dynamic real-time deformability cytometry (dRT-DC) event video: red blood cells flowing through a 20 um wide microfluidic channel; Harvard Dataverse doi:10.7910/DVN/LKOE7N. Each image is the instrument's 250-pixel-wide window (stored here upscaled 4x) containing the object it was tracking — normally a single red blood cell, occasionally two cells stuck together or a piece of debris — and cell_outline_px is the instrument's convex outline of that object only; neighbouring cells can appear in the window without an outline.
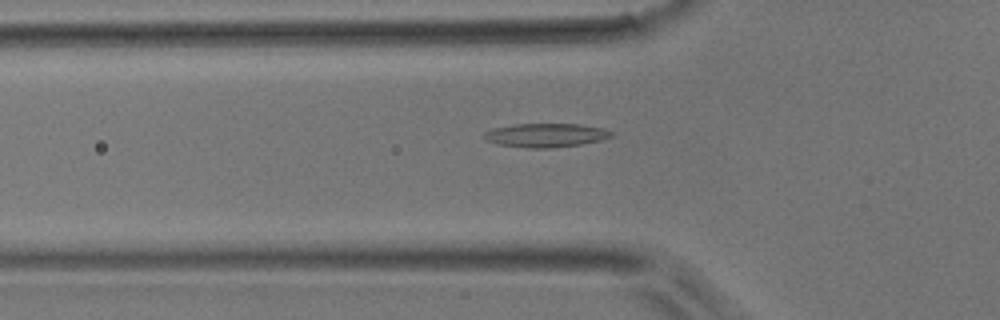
{"species": "common noctule bat (a hibernating species)", "species_latin": "Nyctalus noctula", "temperature_condition": "room temperature", "stored_images_in_passage": 40, "camera_frame_rate_fps": 3000, "um_per_image_px": 0.085, "animal": {"sex": "male", "body_mass_g": 17.9}, "frame": {"image": 1, "passage_image": 6, "time_ms": 1.667, "image_size_px": [1000, 320], "cell_outline_px": [[612, 136], [600, 140], [580, 144], [548, 148], [528, 148], [496, 144], [484, 140], [480, 136], [484, 132], [492, 128], [516, 124], [580, 124], [600, 128], [612, 132]], "centroid_in_image_um": [46.28, 11.49], "position_along_channel_um": 79.5, "area_um2": 17.63}}
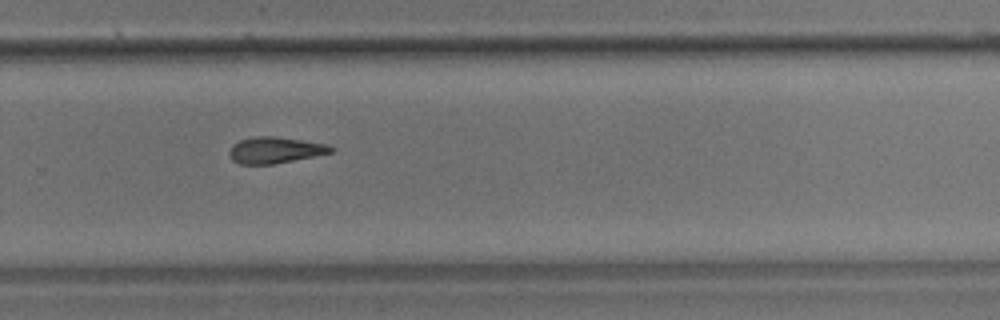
{"frame": {"image": 2, "passage_image": 23, "time_ms": 7.333, "image_size_px": [1000, 320], "cell_outline_px": [[336, 148], [332, 152], [272, 164], [240, 164], [232, 160], [228, 156], [228, 152], [232, 144], [240, 140], [256, 136], [276, 136], [328, 144]], "centroid_in_image_um": [23.35, 12.75], "position_along_channel_um": 306.5, "area_um2": 15.55}}
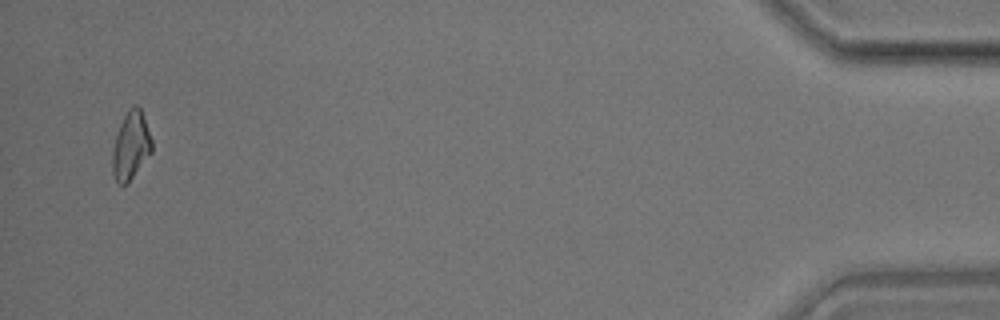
{"frame": {"image": 3, "passage_image": 38, "time_ms": 12.333, "image_size_px": [1000, 320], "cell_outline_px": [[152, 152], [128, 184], [120, 184], [116, 180], [112, 172], [112, 152], [116, 136], [120, 124], [128, 108], [132, 104], [136, 104], [140, 108], [152, 140]], "centroid_in_image_um": [11.12, 12.39], "position_along_channel_um": 424.1, "area_um2": 15.61}}